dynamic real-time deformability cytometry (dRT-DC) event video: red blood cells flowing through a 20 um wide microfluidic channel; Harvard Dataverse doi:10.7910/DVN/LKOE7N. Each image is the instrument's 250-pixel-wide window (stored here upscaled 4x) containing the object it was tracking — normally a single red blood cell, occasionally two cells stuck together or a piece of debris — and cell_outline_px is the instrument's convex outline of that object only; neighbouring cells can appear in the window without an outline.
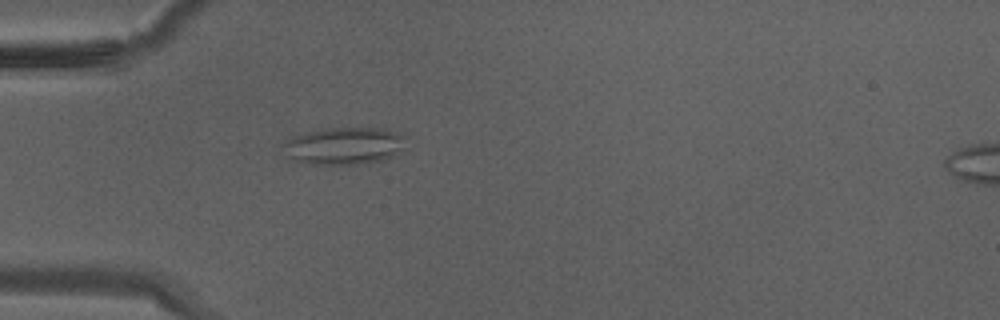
{"species": "Egyptian fruit bat (a non-hibernating species)", "species_latin": "Rousettus aegyptiacus", "temperature_condition": "warm", "stored_images_in_passage": 26, "camera_frame_rate_fps": 3000, "um_per_image_px": 0.085, "animal": {"sex": "male"}, "frame": {"image": 1, "passage_image": 1, "time_ms": 0.0, "image_size_px": [1000, 320], "cell_outline_px": [[408, 136], [404, 148], [392, 156], [380, 160], [356, 164], [312, 164], [288, 156], [284, 144], [292, 136], [304, 132], [328, 128], [384, 128]], "centroid_in_image_um": [29.33, 12.37], "position_along_channel_um": 55.7, "area_um2": 26.36}}
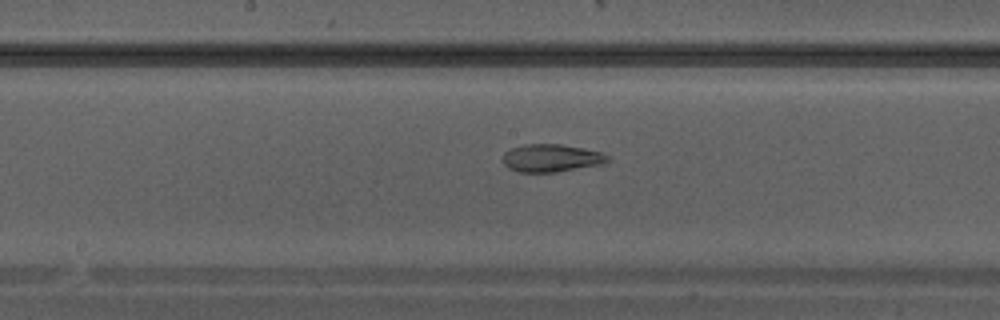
{"frame": {"image": 2, "passage_image": 9, "time_ms": 2.667, "image_size_px": [1000, 320], "cell_outline_px": [[608, 160], [600, 164], [556, 172], [520, 172], [508, 168], [504, 164], [504, 152], [512, 148], [524, 144], [560, 144], [584, 148], [600, 152], [608, 156]], "centroid_in_image_um": [46.82, 13.43], "position_along_channel_um": 201.4, "area_um2": 16.7}}
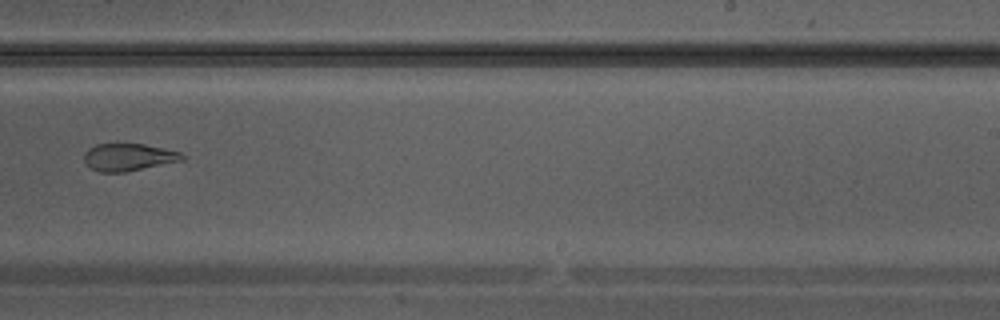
{"frame": {"image": 3, "passage_image": 13, "time_ms": 4.0, "image_size_px": [1000, 320], "cell_outline_px": [[184, 160], [124, 172], [100, 172], [92, 168], [84, 160], [84, 152], [88, 148], [96, 144], [144, 144], [164, 148], [180, 152], [184, 156]], "centroid_in_image_um": [10.92, 13.35], "position_along_channel_um": 278.1, "area_um2": 15.49}}